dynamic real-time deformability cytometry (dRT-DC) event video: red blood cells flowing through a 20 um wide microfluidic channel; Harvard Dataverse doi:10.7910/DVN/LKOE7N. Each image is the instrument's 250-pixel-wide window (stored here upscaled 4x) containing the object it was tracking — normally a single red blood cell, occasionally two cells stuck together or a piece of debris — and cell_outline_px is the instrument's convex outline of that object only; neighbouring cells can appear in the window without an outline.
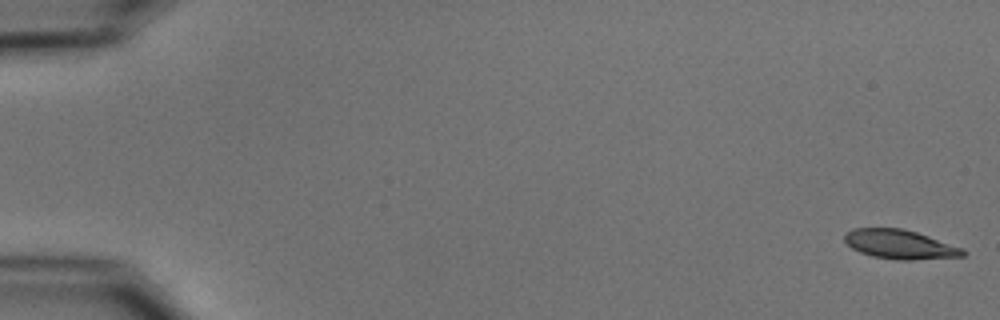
{"species": "common noctule bat (a hibernating species)", "species_latin": "Nyctalus noctula", "temperature_condition": "cold", "stored_images_in_passage": 6, "camera_frame_rate_fps": 3000, "um_per_image_px": 0.085, "animal": {"sex": "male", "body_mass_g": 15.6}, "frame": {"image": 1, "passage_image": 1, "time_ms": 0.0, "image_size_px": [1000, 320], "cell_outline_px": [[968, 252], [964, 256], [912, 260], [896, 260], [872, 256], [860, 252], [852, 248], [844, 240], [844, 232], [852, 228], [904, 228], [964, 248]], "centroid_in_image_um": [76.49, 20.77], "position_along_channel_um": 8.5, "area_um2": 20.29}}
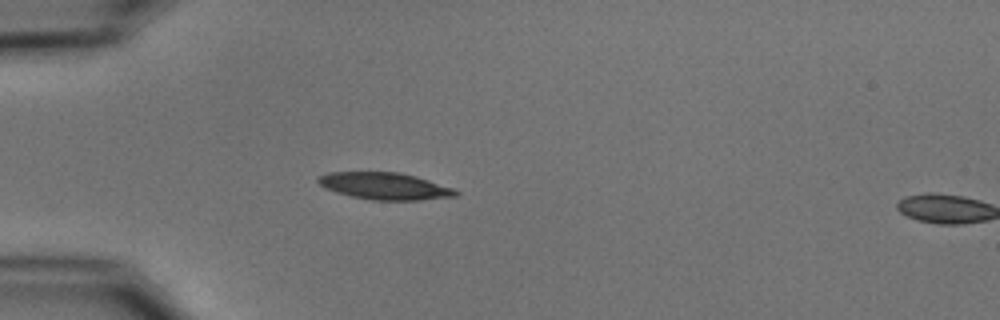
{"frame": {"image": 2, "passage_image": 5, "time_ms": 5.0, "image_size_px": [1000, 320], "cell_outline_px": [[460, 192], [456, 196], [420, 200], [372, 200], [352, 196], [336, 192], [320, 184], [316, 180], [320, 176], [328, 172], [400, 172], [416, 176], [452, 188]], "centroid_in_image_um": [32.72, 15.81], "position_along_channel_um": 52.3, "area_um2": 21.39}}